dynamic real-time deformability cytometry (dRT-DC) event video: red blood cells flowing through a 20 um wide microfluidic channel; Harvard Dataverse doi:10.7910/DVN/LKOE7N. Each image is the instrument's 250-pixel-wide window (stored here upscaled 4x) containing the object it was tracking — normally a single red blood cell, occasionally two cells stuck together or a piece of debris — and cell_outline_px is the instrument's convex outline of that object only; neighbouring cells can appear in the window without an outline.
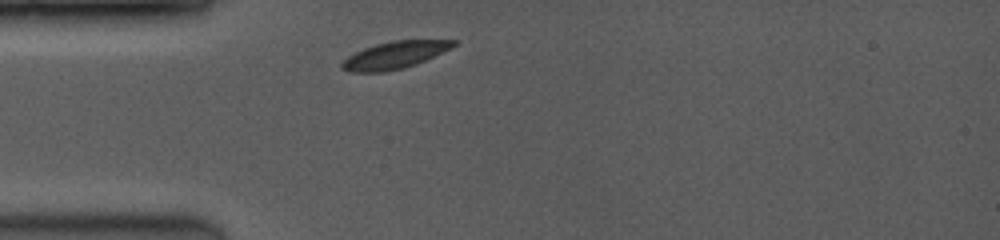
{"species": "common noctule bat (a hibernating species)", "species_latin": "Nyctalus noctula", "temperature_condition": "room temperature", "stored_images_in_passage": 21, "camera_frame_rate_fps": 3500, "um_per_image_px": 0.085, "animal": {"sex": "female", "body_mass_g": 19.0, "forearm_length_mm": 53.3}, "frame": {"image": 1, "passage_image": 1, "time_ms": 0.0, "image_size_px": [1000, 240], "cell_outline_px": [[460, 40], [452, 48], [416, 64], [404, 68], [384, 72], [352, 72], [340, 68], [340, 64], [348, 56], [364, 48], [376, 44], [392, 40]], "centroid_in_image_um": [33.56, 4.68], "position_along_channel_um": 51.4, "area_um2": 17.69}}
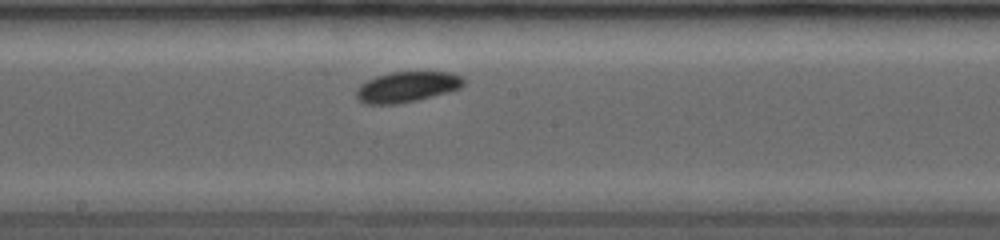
{"frame": {"image": 2, "passage_image": 10, "time_ms": 4.286, "image_size_px": [1000, 240], "cell_outline_px": [[468, 80], [460, 88], [448, 92], [416, 100], [396, 104], [364, 104], [356, 96], [356, 88], [360, 84], [376, 76], [388, 72], [452, 72], [464, 76]], "centroid_in_image_um": [34.63, 7.37], "position_along_channel_um": 213.6, "area_um2": 19.31}}
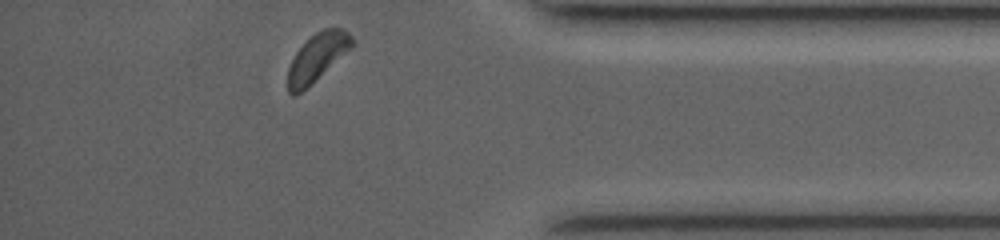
{"frame": {"image": 3, "passage_image": 21, "time_ms": 9.429, "image_size_px": [1000, 240], "cell_outline_px": [[356, 44], [352, 48], [296, 96], [292, 96], [288, 92], [288, 68], [296, 52], [316, 32], [324, 28], [344, 28], [352, 36]], "centroid_in_image_um": [26.99, 4.86], "position_along_channel_um": 408.2, "area_um2": 17.63}, "authors_computed_cell_mechanics": {"area_um2": 18.8428, "velocity_mm_per_s": 4.0196, "shape_relaxation_time_tau1_ms": 0.9167, "shape_relaxation_time_tau2_ms": null, "deformation_change_tau1": 0.0376, "deformation_change_tau2": null}}